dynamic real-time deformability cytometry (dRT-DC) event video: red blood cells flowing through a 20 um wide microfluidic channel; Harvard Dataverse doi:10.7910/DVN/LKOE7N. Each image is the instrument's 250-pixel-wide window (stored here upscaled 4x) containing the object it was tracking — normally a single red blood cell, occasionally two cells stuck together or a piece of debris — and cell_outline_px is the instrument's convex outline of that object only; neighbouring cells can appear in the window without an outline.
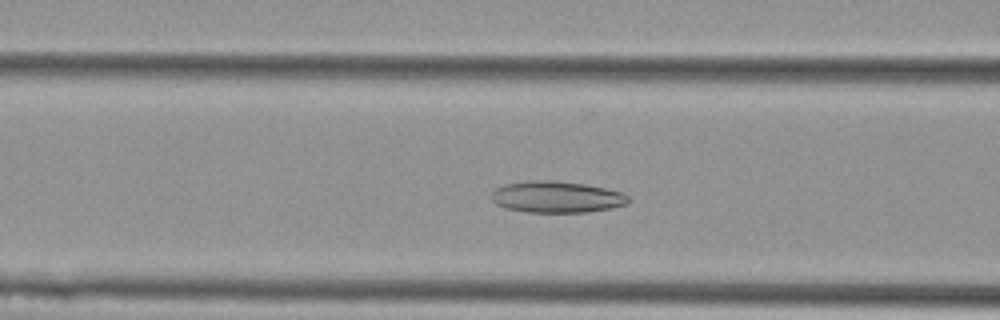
{"species": "Egyptian fruit bat (a non-hibernating species)", "species_latin": "Rousettus aegyptiacus", "temperature_condition": "cold", "stored_images_in_passage": 48, "camera_frame_rate_fps": 3000, "um_per_image_px": 0.085, "animal": {"sex": "female"}, "frame": {"image": 1, "passage_image": 15, "time_ms": 4.667, "image_size_px": [1000, 320], "cell_outline_px": [[632, 200], [628, 204], [612, 208], [588, 212], [528, 212], [504, 208], [496, 204], [492, 200], [492, 192], [496, 188], [504, 184], [532, 180], [544, 180], [584, 184], [604, 188], [620, 192], [628, 196]], "centroid_in_image_um": [47.32, 16.75], "position_along_channel_um": 119.3, "area_um2": 25.09}}
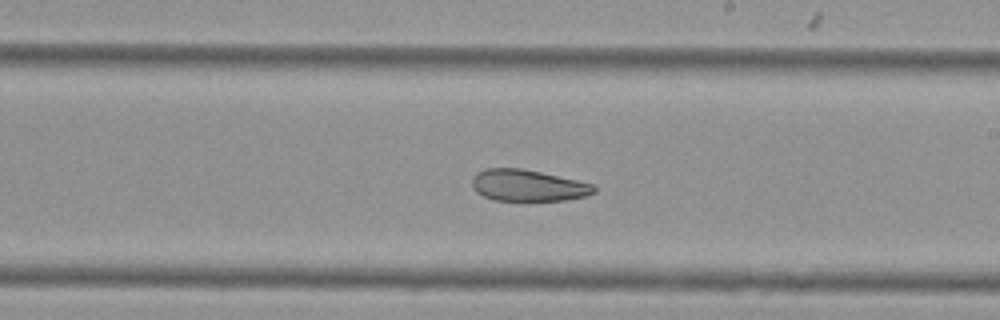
{"frame": {"image": 2, "passage_image": 25, "time_ms": 8.0, "image_size_px": [1000, 320], "cell_outline_px": [[596, 192], [584, 196], [568, 200], [492, 200], [476, 192], [472, 188], [472, 180], [476, 172], [484, 168], [520, 168], [540, 172], [576, 180], [592, 184], [596, 188]], "centroid_in_image_um": [44.83, 15.76], "position_along_channel_um": 244.2, "area_um2": 22.31}}
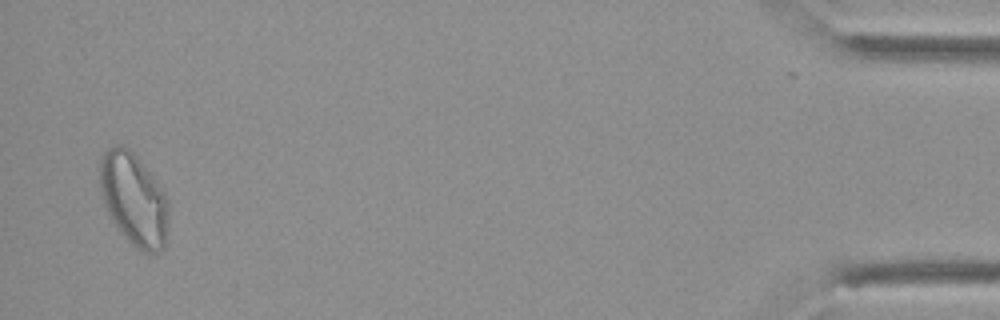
{"frame": {"image": 3, "passage_image": 46, "time_ms": 15.0, "image_size_px": [1000, 320], "cell_outline_px": [[168, 224], [164, 248], [156, 252], [144, 252], [136, 248], [124, 236], [112, 220], [104, 204], [100, 188], [100, 160], [108, 148], [116, 144], [120, 144], [128, 148], [136, 156], [168, 196]], "centroid_in_image_um": [11.38, 16.94], "position_along_channel_um": 423.8, "area_um2": 36.82}, "authors_computed_cell_mechanics": {"area_um2": 27.4839, "velocity_mm_per_s": 3.7632, "shape_relaxation_time_tau1_ms": null, "shape_relaxation_time_tau2_ms": 3.6161, "deformation_change_tau1": null, "deformation_change_tau2": 0.0972}}